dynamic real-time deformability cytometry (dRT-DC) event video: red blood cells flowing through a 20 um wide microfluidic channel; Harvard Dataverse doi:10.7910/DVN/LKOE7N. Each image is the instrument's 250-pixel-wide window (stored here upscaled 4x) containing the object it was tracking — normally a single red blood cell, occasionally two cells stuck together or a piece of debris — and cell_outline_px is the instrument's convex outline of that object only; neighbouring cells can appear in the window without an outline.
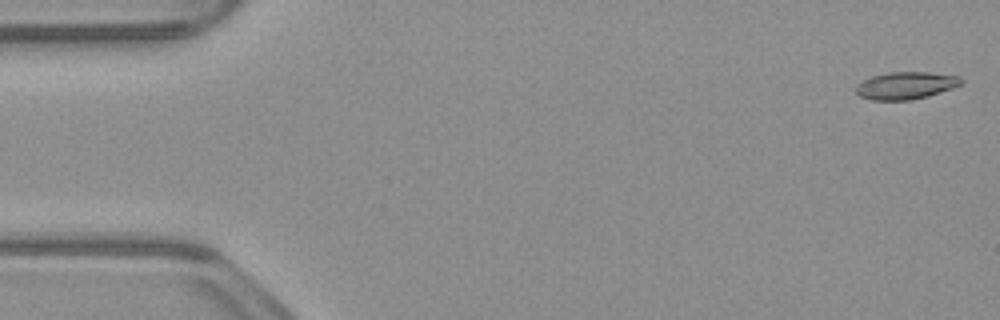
{"species": "common noctule bat (a hibernating species)", "species_latin": "Nyctalus noctula", "temperature_condition": "warm", "stored_images_in_passage": 53, "camera_frame_rate_fps": 3000, "um_per_image_px": 0.085, "animal": {"sex": "male", "body_mass_g": 23.1, "forearm_length_mm": 52.7}, "frame": {"image": 1, "passage_image": 1, "time_ms": 0.0, "image_size_px": [1000, 320], "cell_outline_px": [[964, 80], [960, 84], [952, 88], [928, 96], [912, 100], [872, 100], [860, 96], [856, 92], [856, 84], [872, 76], [888, 72], [928, 72], [960, 76]], "centroid_in_image_um": [76.99, 7.26], "position_along_channel_um": 8.0, "area_um2": 16.76}}
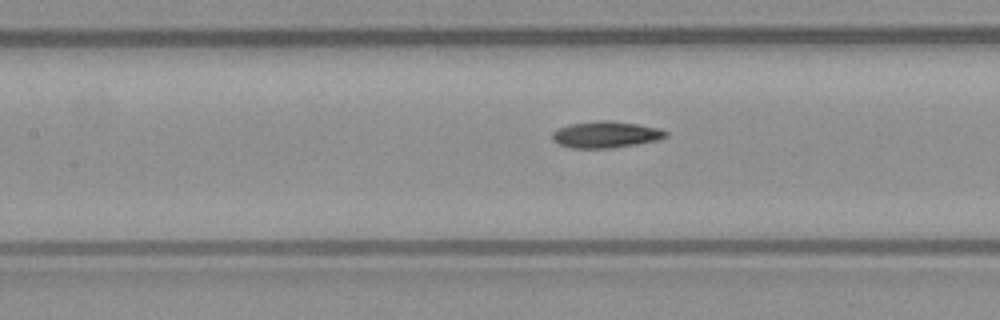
{"frame": {"image": 2, "passage_image": 23, "time_ms": 7.333, "image_size_px": [1000, 320], "cell_outline_px": [[668, 136], [656, 140], [636, 144], [612, 148], [572, 148], [560, 144], [552, 140], [552, 132], [556, 128], [568, 124], [596, 120], [612, 120], [660, 128], [668, 132]], "centroid_in_image_um": [51.46, 11.42], "position_along_channel_um": 155.9, "area_um2": 17.69}}
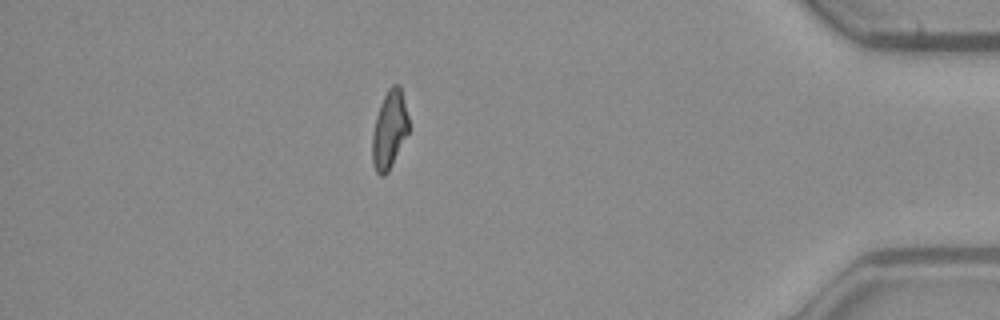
{"frame": {"image": 3, "passage_image": 46, "time_ms": 15.0, "image_size_px": [1000, 320], "cell_outline_px": [[408, 132], [388, 172], [384, 176], [380, 176], [376, 172], [372, 164], [372, 136], [376, 116], [380, 104], [388, 88], [392, 84], [400, 84], [408, 116]], "centroid_in_image_um": [33.08, 11.02], "position_along_channel_um": 402.1, "area_um2": 16.47}, "authors_computed_cell_mechanics": {"area_um2": 16.9932, "velocity_mm_per_s": 3.8601, "shape_relaxation_time_tau1_ms": 10.92, "shape_relaxation_time_tau2_ms": null, "deformation_change_tau1": 0.2626, "deformation_change_tau2": null}}